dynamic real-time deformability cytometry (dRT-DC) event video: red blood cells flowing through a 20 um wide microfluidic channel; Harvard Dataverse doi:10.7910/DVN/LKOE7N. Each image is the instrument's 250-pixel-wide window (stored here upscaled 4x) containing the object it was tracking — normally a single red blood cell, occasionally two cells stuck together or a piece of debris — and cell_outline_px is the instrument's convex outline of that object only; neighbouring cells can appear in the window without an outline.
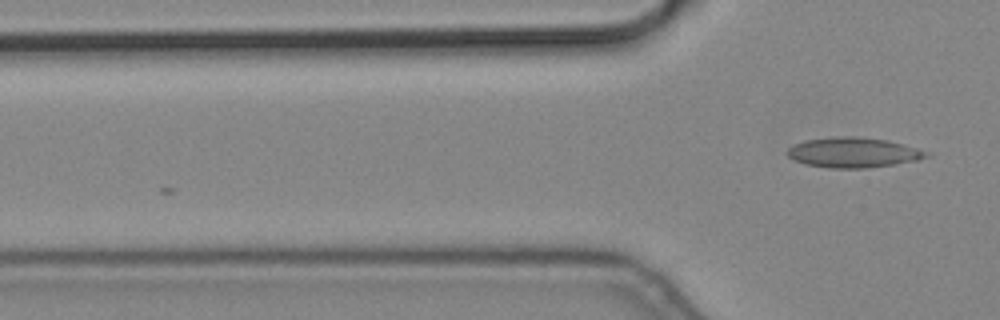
{"species": "common noctule bat (a hibernating species)", "species_latin": "Nyctalus noctula", "temperature_condition": "cold", "stored_images_in_passage": 4, "camera_frame_rate_fps": 3000, "um_per_image_px": 0.085, "animal": {"sex": "male", "body_mass_g": 19.2, "forearm_length_mm": 51.8}, "frame": {"image": 1, "passage_image": 4, "time_ms": 1.0, "image_size_px": [1000, 320], "cell_outline_px": [[932, 156], [916, 160], [896, 164], [864, 168], [828, 168], [804, 164], [788, 156], [788, 148], [804, 140], [836, 136], [856, 136], [888, 140], [932, 152]], "centroid_in_image_um": [72.58, 12.96], "position_along_channel_um": 53.2, "area_um2": 24.51}}